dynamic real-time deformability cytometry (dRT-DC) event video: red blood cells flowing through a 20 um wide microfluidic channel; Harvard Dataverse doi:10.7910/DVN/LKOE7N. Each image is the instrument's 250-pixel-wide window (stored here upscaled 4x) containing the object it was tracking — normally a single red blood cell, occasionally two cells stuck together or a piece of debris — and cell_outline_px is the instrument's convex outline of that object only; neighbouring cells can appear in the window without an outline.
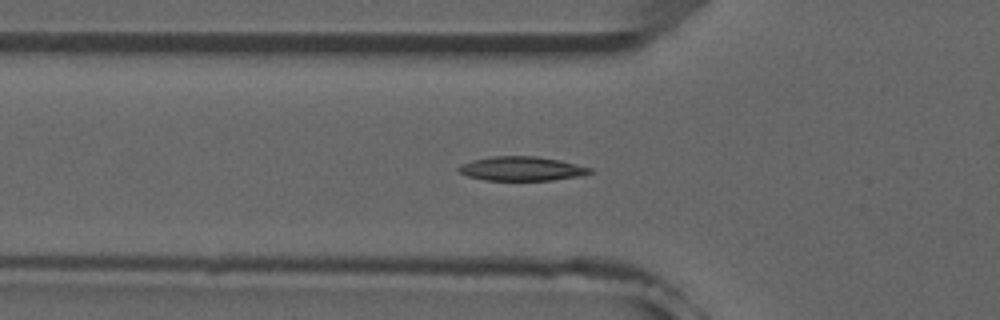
{"species": "common noctule bat (a hibernating species)", "species_latin": "Nyctalus noctula", "temperature_condition": "room temperature", "stored_images_in_passage": 32, "camera_frame_rate_fps": 3000, "um_per_image_px": 0.085, "animal": {"sex": "male", "forearm_length_mm": 52.5}, "frame": {"image": 1, "passage_image": 5, "time_ms": 1.333, "image_size_px": [1000, 320], "cell_outline_px": [[596, 172], [580, 176], [552, 180], [484, 180], [468, 176], [460, 172], [456, 168], [472, 160], [492, 156], [536, 156], [560, 160], [592, 168]], "centroid_in_image_um": [44.39, 14.34], "position_along_channel_um": 81.4, "area_um2": 18.5}}
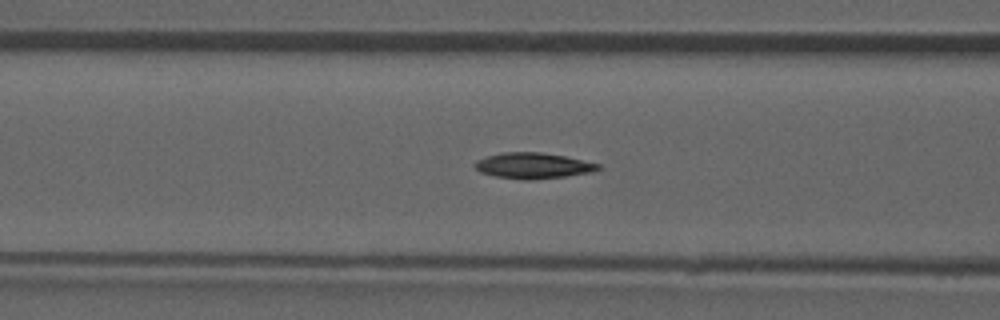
{"frame": {"image": 2, "passage_image": 8, "time_ms": 2.333, "image_size_px": [1000, 320], "cell_outline_px": [[600, 168], [592, 172], [564, 176], [528, 180], [524, 180], [496, 176], [480, 172], [472, 164], [476, 160], [488, 156], [504, 152], [540, 152], [564, 156], [600, 164]], "centroid_in_image_um": [45.28, 14.08], "position_along_channel_um": 121.3, "area_um2": 18.32}}
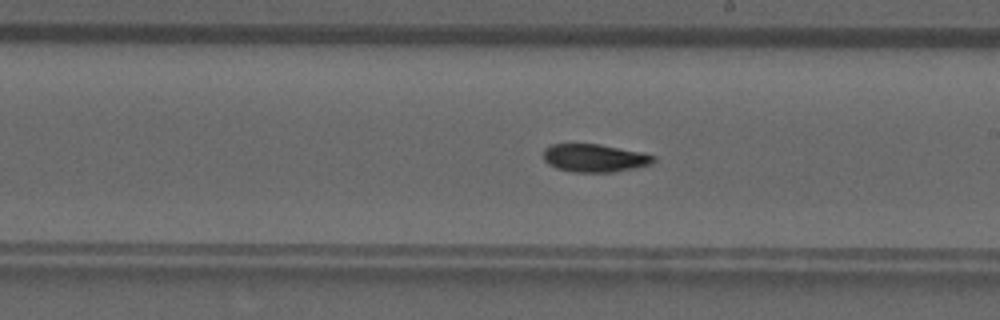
{"frame": {"image": 3, "passage_image": 17, "time_ms": 5.333, "image_size_px": [1000, 320], "cell_outline_px": [[656, 160], [652, 164], [636, 168], [612, 172], [572, 172], [556, 168], [548, 164], [544, 160], [544, 148], [552, 144], [600, 144], [640, 152], [656, 156]], "centroid_in_image_um": [50.55, 13.44], "position_along_channel_um": 238.5, "area_um2": 18.03}, "authors_computed_cell_mechanics": {"area_um2": 18.1492, "velocity_mm_per_s": 3.9196, "shape_relaxation_time_tau1_ms": 7.9498, "shape_relaxation_time_tau2_ms": 5.8715, "deformation_change_tau1": 0.196, "deformation_change_tau2": 0.0795}}